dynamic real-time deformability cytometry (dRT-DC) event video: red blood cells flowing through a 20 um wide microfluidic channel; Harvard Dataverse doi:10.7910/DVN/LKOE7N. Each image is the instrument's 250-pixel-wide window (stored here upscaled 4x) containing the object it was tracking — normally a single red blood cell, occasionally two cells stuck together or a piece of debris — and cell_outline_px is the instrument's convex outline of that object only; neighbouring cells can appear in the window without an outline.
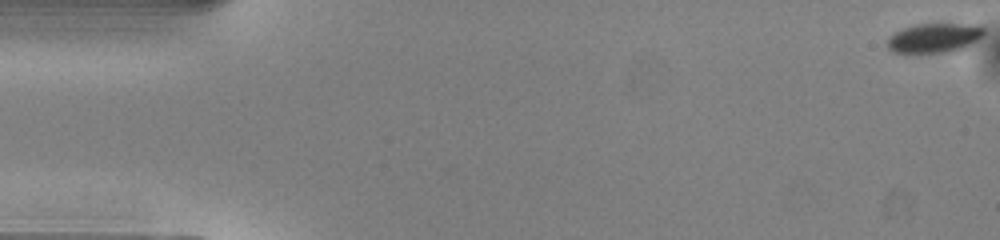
{"species": "common noctule bat (a hibernating species)", "species_latin": "Nyctalus noctula", "temperature_condition": "warm", "stored_images_in_passage": 51, "camera_frame_rate_fps": 3000, "um_per_image_px": 0.085, "animal": {"sex": "male", "body_mass_g": 13.0, "forearm_length_mm": 53.1}, "frame": {"image": 1, "passage_image": 1, "time_ms": 0.0, "image_size_px": [1000, 240], "cell_outline_px": [[984, 32], [976, 40], [964, 48], [944, 52], [916, 56], [892, 52], [888, 48], [888, 40], [896, 32], [904, 28], [916, 24], [980, 24], [984, 28]], "centroid_in_image_um": [79.37, 3.27], "position_along_channel_um": 5.6, "area_um2": 16.94}}
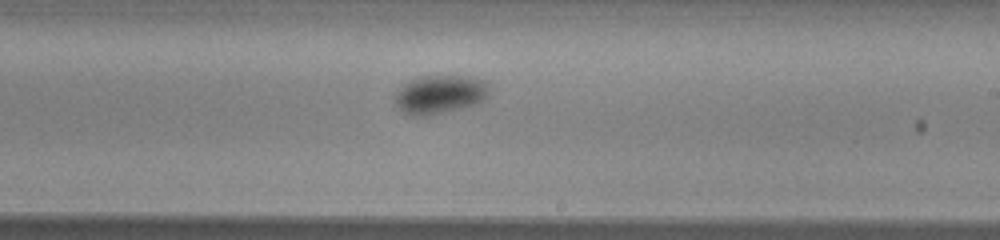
{"frame": {"image": 2, "passage_image": 30, "time_ms": 9.667, "image_size_px": [1000, 240], "cell_outline_px": [[488, 92], [484, 100], [460, 108], [420, 116], [412, 116], [404, 112], [396, 104], [396, 92], [408, 80], [420, 76], [472, 76], [488, 80]], "centroid_in_image_um": [37.4, 7.98], "position_along_channel_um": 251.6, "area_um2": 20.92}}
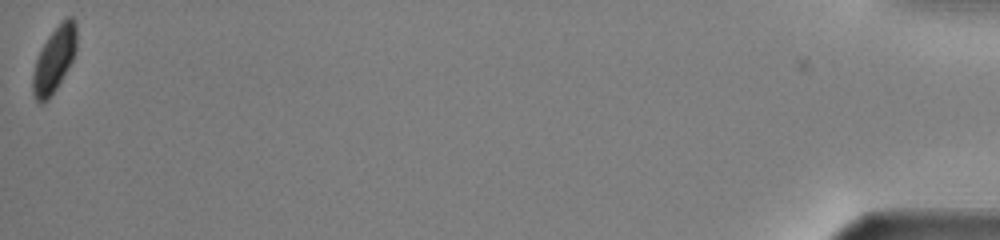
{"frame": {"image": 3, "passage_image": 51, "time_ms": 16.667, "image_size_px": [1000, 240], "cell_outline_px": [[76, 48], [72, 60], [68, 68], [56, 88], [48, 100], [40, 104], [36, 100], [32, 92], [32, 76], [36, 60], [48, 36], [68, 16], [72, 16], [76, 24]], "centroid_in_image_um": [4.6, 5.09], "position_along_channel_um": 430.6, "area_um2": 16.3}, "authors_computed_cell_mechanics": {"area_um2": 18.9584, "velocity_mm_per_s": 4.0714, "shape_relaxation_time_tau1_ms": 3.1092, "shape_relaxation_time_tau2_ms": null, "deformation_change_tau1": 0.0801, "deformation_change_tau2": null}}